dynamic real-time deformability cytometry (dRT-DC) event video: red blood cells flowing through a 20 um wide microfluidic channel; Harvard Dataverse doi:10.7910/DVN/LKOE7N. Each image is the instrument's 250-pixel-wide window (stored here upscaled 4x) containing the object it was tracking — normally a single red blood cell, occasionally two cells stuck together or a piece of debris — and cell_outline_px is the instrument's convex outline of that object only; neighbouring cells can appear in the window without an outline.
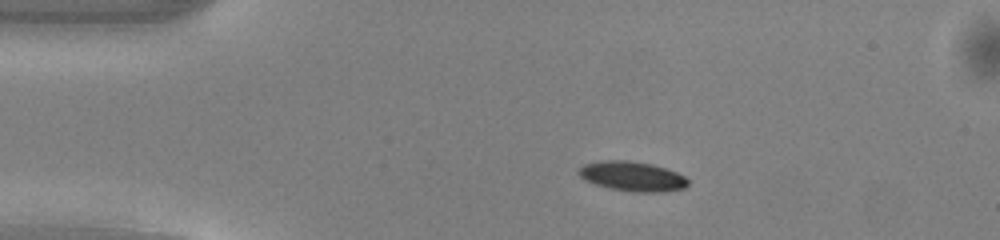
{"species": "common noctule bat (a hibernating species)", "species_latin": "Nyctalus noctula", "temperature_condition": "warm", "stored_images_in_passage": 41, "camera_frame_rate_fps": 3000, "um_per_image_px": 0.085, "animal": {"sex": "male", "body_mass_g": 13.0, "forearm_length_mm": 53.1}, "frame": {"image": 1, "passage_image": 1, "time_ms": 0.0, "image_size_px": [1000, 240], "cell_outline_px": [[688, 184], [684, 188], [660, 192], [632, 192], [608, 188], [596, 184], [580, 176], [576, 172], [584, 164], [604, 160], [628, 160], [652, 164], [676, 172], [684, 176], [688, 180]], "centroid_in_image_um": [53.74, 14.98], "position_along_channel_um": 31.3, "area_um2": 18.79}}
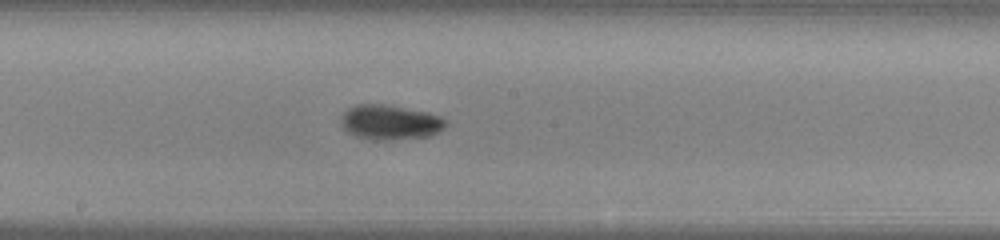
{"frame": {"image": 2, "passage_image": 18, "time_ms": 5.667, "image_size_px": [1000, 240], "cell_outline_px": [[448, 124], [440, 132], [428, 136], [388, 140], [372, 140], [356, 136], [348, 132], [344, 128], [340, 120], [340, 116], [348, 108], [356, 104], [384, 104], [428, 112], [440, 116], [448, 120]], "centroid_in_image_um": [33.17, 10.39], "position_along_channel_um": 215.0, "area_um2": 21.44}}
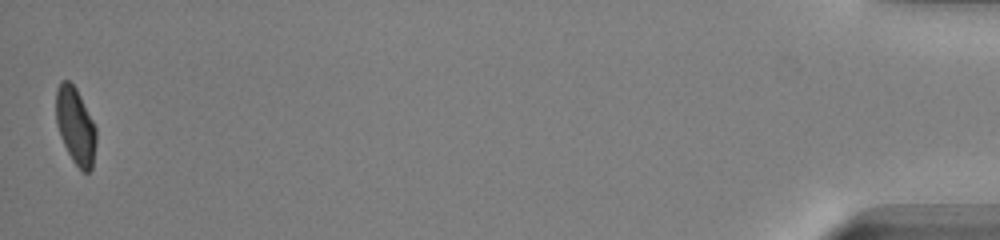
{"frame": {"image": 3, "passage_image": 41, "time_ms": 13.333, "image_size_px": [1000, 240], "cell_outline_px": [[96, 144], [92, 168], [88, 172], [84, 172], [72, 160], [60, 136], [56, 124], [56, 88], [60, 80], [68, 80], [76, 88], [96, 128]], "centroid_in_image_um": [6.4, 10.68], "position_along_channel_um": 428.8, "area_um2": 17.86}, "authors_computed_cell_mechanics": {"area_um2": 19.2474, "velocity_mm_per_s": 4.0945, "shape_relaxation_time_tau1_ms": 2.9992, "shape_relaxation_time_tau2_ms": 3.5217, "deformation_change_tau1": 0.123, "deformation_change_tau2": 0.064}}